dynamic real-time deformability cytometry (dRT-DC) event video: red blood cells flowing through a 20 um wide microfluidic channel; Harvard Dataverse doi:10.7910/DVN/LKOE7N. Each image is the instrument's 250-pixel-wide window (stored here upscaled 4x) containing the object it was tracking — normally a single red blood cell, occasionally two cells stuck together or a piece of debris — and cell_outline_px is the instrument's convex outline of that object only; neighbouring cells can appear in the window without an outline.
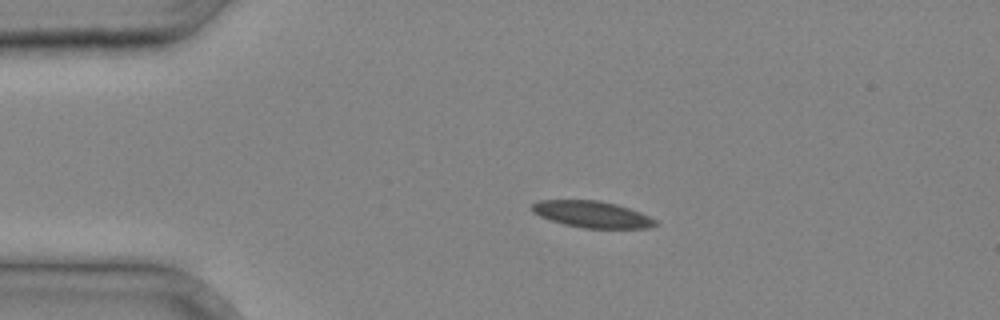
{"species": "common noctule bat (a hibernating species)", "species_latin": "Nyctalus noctula", "temperature_condition": "cold", "stored_images_in_passage": 30, "camera_frame_rate_fps": 3000, "um_per_image_px": 0.085, "animal": {"sex": "male", "body_mass_g": 20.4}, "frame": {"image": 1, "passage_image": 1, "time_ms": 0.0, "image_size_px": [1000, 320], "cell_outline_px": [[656, 224], [648, 228], [584, 228], [564, 224], [540, 216], [532, 212], [532, 204], [536, 200], [600, 200], [616, 204], [640, 212], [656, 220]], "centroid_in_image_um": [50.3, 18.21], "position_along_channel_um": 34.7, "area_um2": 18.96}}
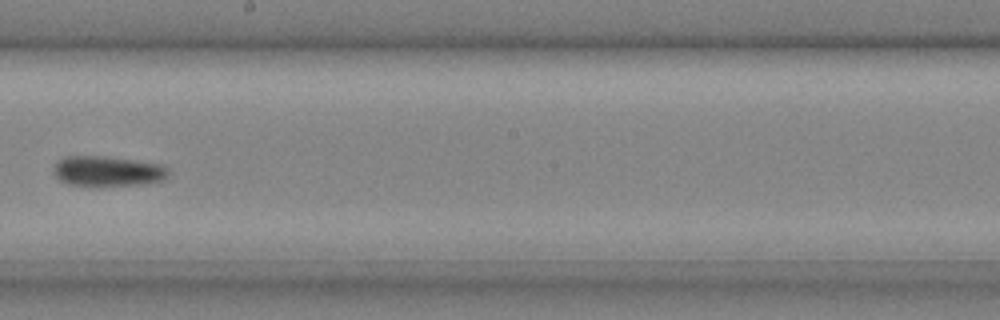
{"frame": {"image": 2, "passage_image": 15, "time_ms": 4.667, "image_size_px": [1000, 320], "cell_outline_px": [[168, 176], [164, 180], [148, 184], [96, 188], [92, 188], [68, 184], [60, 180], [56, 176], [56, 164], [64, 156], [104, 156], [160, 164], [168, 168]], "centroid_in_image_um": [9.19, 14.6], "position_along_channel_um": 239.0, "area_um2": 20.75}}
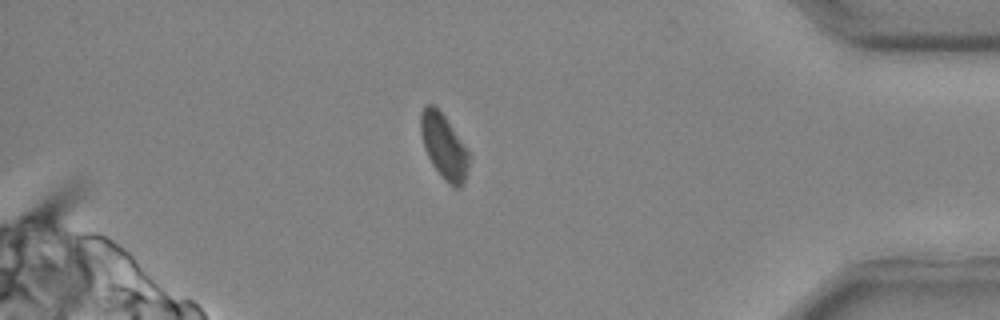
{"frame": {"image": 3, "passage_image": 26, "time_ms": 8.333, "image_size_px": [1000, 320], "cell_outline_px": [[468, 168], [464, 180], [460, 188], [456, 188], [448, 184], [444, 180], [432, 164], [424, 148], [420, 132], [420, 112], [428, 104], [432, 104], [444, 116], [468, 152]], "centroid_in_image_um": [37.69, 12.47], "position_along_channel_um": 397.5, "area_um2": 17.74}}